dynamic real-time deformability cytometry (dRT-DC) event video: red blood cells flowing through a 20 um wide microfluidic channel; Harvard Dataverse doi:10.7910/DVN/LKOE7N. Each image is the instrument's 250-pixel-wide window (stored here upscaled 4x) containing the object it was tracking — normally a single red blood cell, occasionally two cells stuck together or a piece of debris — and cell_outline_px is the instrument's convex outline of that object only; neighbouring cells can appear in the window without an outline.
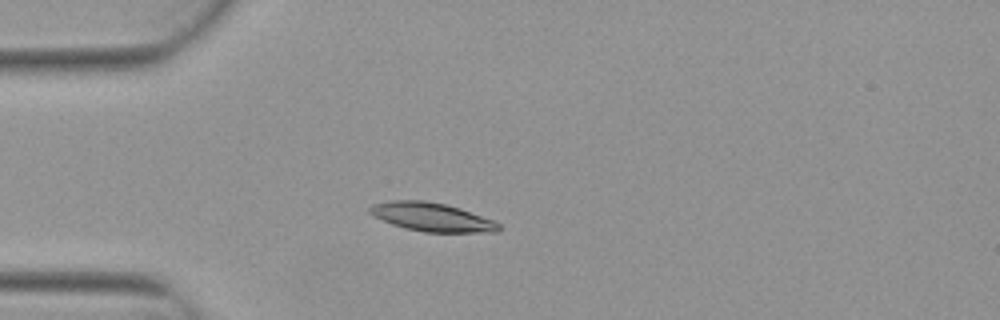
{"species": "Egyptian fruit bat (a non-hibernating species)", "species_latin": "Rousettus aegyptiacus", "temperature_condition": "warm", "stored_images_in_passage": 4, "camera_frame_rate_fps": 3000, "um_per_image_px": 0.085, "animal": {"sex": "female"}, "frame": {"image": 1, "passage_image": 4, "time_ms": 1.0, "image_size_px": [1000, 320], "cell_outline_px": [[500, 228], [496, 232], [424, 232], [404, 228], [392, 224], [368, 212], [368, 208], [372, 204], [392, 200], [424, 200], [444, 204], [460, 208], [496, 220], [500, 224]], "centroid_in_image_um": [36.73, 18.44], "position_along_channel_um": 48.3, "area_um2": 21.5}}